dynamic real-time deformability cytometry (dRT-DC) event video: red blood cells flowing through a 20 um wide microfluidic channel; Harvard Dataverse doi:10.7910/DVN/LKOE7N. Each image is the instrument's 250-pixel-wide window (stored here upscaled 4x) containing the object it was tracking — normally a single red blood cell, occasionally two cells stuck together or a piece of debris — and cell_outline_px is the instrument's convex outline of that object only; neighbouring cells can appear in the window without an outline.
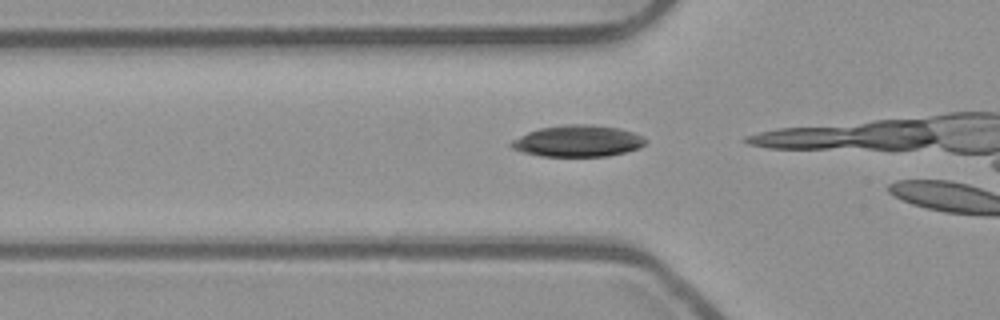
{"species": "common noctule bat (a hibernating species)", "species_latin": "Nyctalus noctula", "temperature_condition": "room temperature", "stored_images_in_passage": 14, "camera_frame_rate_fps": 3000, "um_per_image_px": 0.085, "animal": {"sex": "male", "body_mass_g": 23.1, "forearm_length_mm": 52.7}, "frame": {"image": 1, "passage_image": 12, "time_ms": 3.667, "image_size_px": [1000, 320], "cell_outline_px": [[648, 140], [640, 148], [608, 156], [540, 156], [524, 152], [512, 148], [508, 144], [512, 140], [528, 132], [540, 128], [564, 124], [588, 124], [616, 128], [632, 132]], "centroid_in_image_um": [49.09, 11.99], "position_along_channel_um": 76.7, "area_um2": 24.45}}